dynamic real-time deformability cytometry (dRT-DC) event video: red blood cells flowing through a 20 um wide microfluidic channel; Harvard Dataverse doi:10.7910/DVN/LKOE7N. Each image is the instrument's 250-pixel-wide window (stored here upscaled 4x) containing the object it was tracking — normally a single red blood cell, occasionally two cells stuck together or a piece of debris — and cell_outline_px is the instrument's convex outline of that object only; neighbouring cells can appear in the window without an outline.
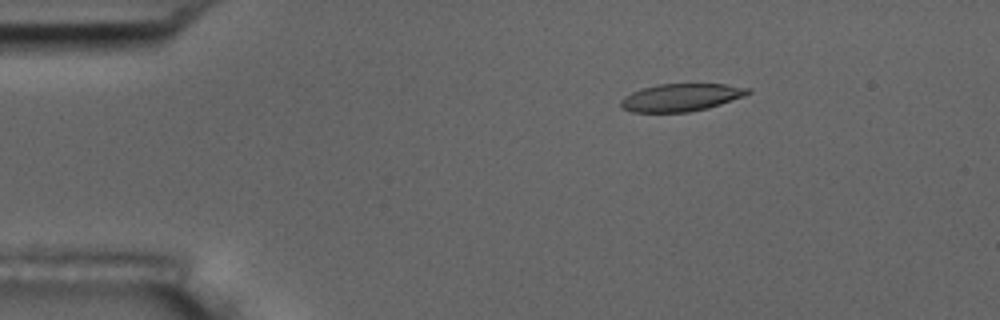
{"species": "common noctule bat (a hibernating species)", "species_latin": "Nyctalus noctula", "temperature_condition": "room temperature", "stored_images_in_passage": 5, "camera_frame_rate_fps": 3000, "um_per_image_px": 0.085, "animal": {"sex": "male", "body_mass_g": 17.5, "forearm_length_mm": 52.3}, "frame": {"image": 1, "passage_image": 3, "time_ms": 2.333, "image_size_px": [1000, 320], "cell_outline_px": [[752, 92], [744, 96], [708, 108], [688, 112], [632, 112], [624, 108], [620, 104], [620, 100], [624, 96], [632, 92], [656, 84], [724, 84], [752, 88]], "centroid_in_image_um": [57.91, 8.28], "position_along_channel_um": 27.1, "area_um2": 20.4}}
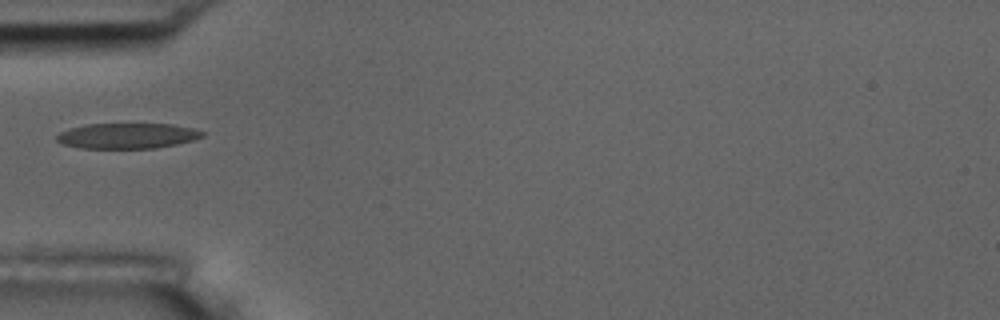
{"frame": {"image": 2, "passage_image": 5, "time_ms": 5.333, "image_size_px": [1000, 320], "cell_outline_px": [[204, 136], [192, 140], [176, 144], [156, 148], [80, 148], [64, 144], [56, 140], [56, 136], [60, 132], [68, 128], [88, 124], [172, 124], [192, 128], [204, 132]], "centroid_in_image_um": [10.8, 11.54], "position_along_channel_um": 74.2, "area_um2": 21.5}}